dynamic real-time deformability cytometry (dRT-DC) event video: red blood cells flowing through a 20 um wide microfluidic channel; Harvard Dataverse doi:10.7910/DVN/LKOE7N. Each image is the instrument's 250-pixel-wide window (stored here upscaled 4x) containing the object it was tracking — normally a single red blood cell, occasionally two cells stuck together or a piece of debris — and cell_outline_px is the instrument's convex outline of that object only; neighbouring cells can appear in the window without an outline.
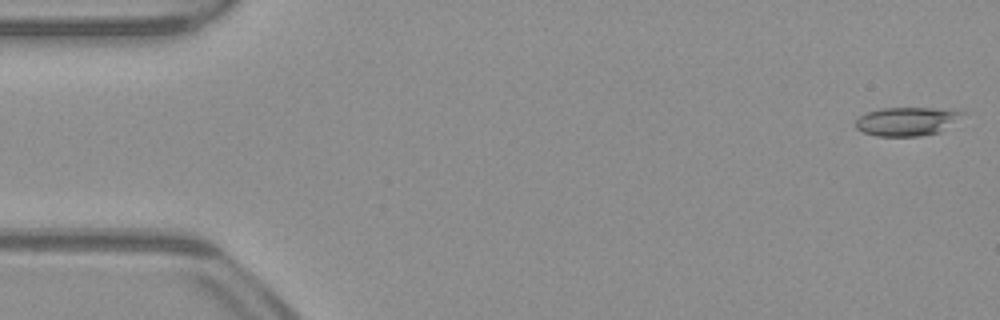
{"species": "common noctule bat (a hibernating species)", "species_latin": "Nyctalus noctula", "temperature_condition": "warm", "stored_images_in_passage": 16, "camera_frame_rate_fps": 3000, "um_per_image_px": 0.085, "animal": {"sex": "male", "body_mass_g": 23.1, "forearm_length_mm": 52.7}, "frame": {"image": 1, "passage_image": 1, "time_ms": 0.0, "image_size_px": [1000, 320], "cell_outline_px": [[964, 112], [940, 132], [920, 136], [876, 136], [864, 132], [856, 128], [856, 120], [860, 116], [868, 112], [880, 108], [932, 108]], "centroid_in_image_um": [76.99, 10.32], "position_along_channel_um": 8.0, "area_um2": 17.34}}